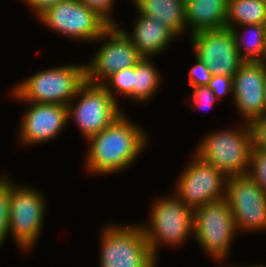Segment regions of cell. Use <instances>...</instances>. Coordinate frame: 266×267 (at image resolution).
Here are the masks:
<instances>
[{
	"mask_svg": "<svg viewBox=\"0 0 266 267\" xmlns=\"http://www.w3.org/2000/svg\"><path fill=\"white\" fill-rule=\"evenodd\" d=\"M130 117L124 112L100 133L85 141L88 150L84 152L81 169L88 175L101 177L124 173L131 169L145 149L148 150L150 134Z\"/></svg>",
	"mask_w": 266,
	"mask_h": 267,
	"instance_id": "6da1fadb",
	"label": "cell"
},
{
	"mask_svg": "<svg viewBox=\"0 0 266 267\" xmlns=\"http://www.w3.org/2000/svg\"><path fill=\"white\" fill-rule=\"evenodd\" d=\"M85 81L83 60L82 63L71 61L60 65H50L11 84L8 96L16 103H50L67 106Z\"/></svg>",
	"mask_w": 266,
	"mask_h": 267,
	"instance_id": "7a4b0ae2",
	"label": "cell"
},
{
	"mask_svg": "<svg viewBox=\"0 0 266 267\" xmlns=\"http://www.w3.org/2000/svg\"><path fill=\"white\" fill-rule=\"evenodd\" d=\"M152 202L146 222L139 223L150 249L160 259L161 249L171 247L174 250L184 247L190 239L193 240L194 210L187 207L172 191L166 196L154 197Z\"/></svg>",
	"mask_w": 266,
	"mask_h": 267,
	"instance_id": "3957f363",
	"label": "cell"
},
{
	"mask_svg": "<svg viewBox=\"0 0 266 267\" xmlns=\"http://www.w3.org/2000/svg\"><path fill=\"white\" fill-rule=\"evenodd\" d=\"M232 125L202 134L192 151L227 177L249 173L253 148L249 123L239 121Z\"/></svg>",
	"mask_w": 266,
	"mask_h": 267,
	"instance_id": "277c9868",
	"label": "cell"
},
{
	"mask_svg": "<svg viewBox=\"0 0 266 267\" xmlns=\"http://www.w3.org/2000/svg\"><path fill=\"white\" fill-rule=\"evenodd\" d=\"M12 176L10 175L9 236L12 245L15 244L20 254L26 256L33 253L40 241L47 220L49 200L35 184L17 183Z\"/></svg>",
	"mask_w": 266,
	"mask_h": 267,
	"instance_id": "5b68a950",
	"label": "cell"
},
{
	"mask_svg": "<svg viewBox=\"0 0 266 267\" xmlns=\"http://www.w3.org/2000/svg\"><path fill=\"white\" fill-rule=\"evenodd\" d=\"M99 234V267H158L143 228L132 221L102 223Z\"/></svg>",
	"mask_w": 266,
	"mask_h": 267,
	"instance_id": "8992f818",
	"label": "cell"
},
{
	"mask_svg": "<svg viewBox=\"0 0 266 267\" xmlns=\"http://www.w3.org/2000/svg\"><path fill=\"white\" fill-rule=\"evenodd\" d=\"M238 235L226 198L194 209L193 240L213 262L230 259Z\"/></svg>",
	"mask_w": 266,
	"mask_h": 267,
	"instance_id": "52a82bcc",
	"label": "cell"
},
{
	"mask_svg": "<svg viewBox=\"0 0 266 267\" xmlns=\"http://www.w3.org/2000/svg\"><path fill=\"white\" fill-rule=\"evenodd\" d=\"M123 107L102 84L85 81L67 105L68 125H75L85 142L122 115Z\"/></svg>",
	"mask_w": 266,
	"mask_h": 267,
	"instance_id": "ba28073f",
	"label": "cell"
},
{
	"mask_svg": "<svg viewBox=\"0 0 266 267\" xmlns=\"http://www.w3.org/2000/svg\"><path fill=\"white\" fill-rule=\"evenodd\" d=\"M52 33L78 44H93L110 25L79 0H63L37 20Z\"/></svg>",
	"mask_w": 266,
	"mask_h": 267,
	"instance_id": "9c48e42d",
	"label": "cell"
},
{
	"mask_svg": "<svg viewBox=\"0 0 266 267\" xmlns=\"http://www.w3.org/2000/svg\"><path fill=\"white\" fill-rule=\"evenodd\" d=\"M190 162L178 172L172 192L194 209L226 198L227 176L190 150Z\"/></svg>",
	"mask_w": 266,
	"mask_h": 267,
	"instance_id": "30bf717a",
	"label": "cell"
},
{
	"mask_svg": "<svg viewBox=\"0 0 266 267\" xmlns=\"http://www.w3.org/2000/svg\"><path fill=\"white\" fill-rule=\"evenodd\" d=\"M85 63L86 81L102 84L119 70L135 66L143 57L118 26H110L95 42Z\"/></svg>",
	"mask_w": 266,
	"mask_h": 267,
	"instance_id": "8fae6325",
	"label": "cell"
},
{
	"mask_svg": "<svg viewBox=\"0 0 266 267\" xmlns=\"http://www.w3.org/2000/svg\"><path fill=\"white\" fill-rule=\"evenodd\" d=\"M226 200L239 236L266 233V193L249 174L227 177Z\"/></svg>",
	"mask_w": 266,
	"mask_h": 267,
	"instance_id": "7c38bea8",
	"label": "cell"
},
{
	"mask_svg": "<svg viewBox=\"0 0 266 267\" xmlns=\"http://www.w3.org/2000/svg\"><path fill=\"white\" fill-rule=\"evenodd\" d=\"M23 103L24 111L19 115L16 127V143L20 148L42 146L57 138L68 127L67 106L48 103Z\"/></svg>",
	"mask_w": 266,
	"mask_h": 267,
	"instance_id": "4fadbf2b",
	"label": "cell"
},
{
	"mask_svg": "<svg viewBox=\"0 0 266 267\" xmlns=\"http://www.w3.org/2000/svg\"><path fill=\"white\" fill-rule=\"evenodd\" d=\"M188 39L192 55L203 62L212 75L233 77L243 63L230 28L200 31Z\"/></svg>",
	"mask_w": 266,
	"mask_h": 267,
	"instance_id": "5bb4252c",
	"label": "cell"
},
{
	"mask_svg": "<svg viewBox=\"0 0 266 267\" xmlns=\"http://www.w3.org/2000/svg\"><path fill=\"white\" fill-rule=\"evenodd\" d=\"M265 62H243L233 76V106L238 121L250 123L266 114Z\"/></svg>",
	"mask_w": 266,
	"mask_h": 267,
	"instance_id": "9a60e30c",
	"label": "cell"
},
{
	"mask_svg": "<svg viewBox=\"0 0 266 267\" xmlns=\"http://www.w3.org/2000/svg\"><path fill=\"white\" fill-rule=\"evenodd\" d=\"M132 27L129 31L121 22L118 27L131 40L143 58H156L162 56L173 45L174 40L180 39L166 25L156 18L142 15L136 11Z\"/></svg>",
	"mask_w": 266,
	"mask_h": 267,
	"instance_id": "2e32d148",
	"label": "cell"
},
{
	"mask_svg": "<svg viewBox=\"0 0 266 267\" xmlns=\"http://www.w3.org/2000/svg\"><path fill=\"white\" fill-rule=\"evenodd\" d=\"M228 0H186V38L206 30L226 27Z\"/></svg>",
	"mask_w": 266,
	"mask_h": 267,
	"instance_id": "e0dca14e",
	"label": "cell"
},
{
	"mask_svg": "<svg viewBox=\"0 0 266 267\" xmlns=\"http://www.w3.org/2000/svg\"><path fill=\"white\" fill-rule=\"evenodd\" d=\"M138 13L156 18L180 39L186 36V0H129Z\"/></svg>",
	"mask_w": 266,
	"mask_h": 267,
	"instance_id": "ac0fdd59",
	"label": "cell"
},
{
	"mask_svg": "<svg viewBox=\"0 0 266 267\" xmlns=\"http://www.w3.org/2000/svg\"><path fill=\"white\" fill-rule=\"evenodd\" d=\"M154 58H142L134 66L133 80V103L147 105L151 99H155L156 94L160 93L163 83V73L156 66Z\"/></svg>",
	"mask_w": 266,
	"mask_h": 267,
	"instance_id": "d6986e66",
	"label": "cell"
},
{
	"mask_svg": "<svg viewBox=\"0 0 266 267\" xmlns=\"http://www.w3.org/2000/svg\"><path fill=\"white\" fill-rule=\"evenodd\" d=\"M231 30L243 62H265V24H246L233 27Z\"/></svg>",
	"mask_w": 266,
	"mask_h": 267,
	"instance_id": "ffe728a7",
	"label": "cell"
},
{
	"mask_svg": "<svg viewBox=\"0 0 266 267\" xmlns=\"http://www.w3.org/2000/svg\"><path fill=\"white\" fill-rule=\"evenodd\" d=\"M246 24L266 25V3L263 0H228L226 27Z\"/></svg>",
	"mask_w": 266,
	"mask_h": 267,
	"instance_id": "44dd1931",
	"label": "cell"
},
{
	"mask_svg": "<svg viewBox=\"0 0 266 267\" xmlns=\"http://www.w3.org/2000/svg\"><path fill=\"white\" fill-rule=\"evenodd\" d=\"M133 80L134 66L113 73L102 83V85L119 104H121L120 102L123 100L122 98L130 101L132 104Z\"/></svg>",
	"mask_w": 266,
	"mask_h": 267,
	"instance_id": "7402d4cb",
	"label": "cell"
},
{
	"mask_svg": "<svg viewBox=\"0 0 266 267\" xmlns=\"http://www.w3.org/2000/svg\"><path fill=\"white\" fill-rule=\"evenodd\" d=\"M0 173V250L9 241L10 174Z\"/></svg>",
	"mask_w": 266,
	"mask_h": 267,
	"instance_id": "603a6c76",
	"label": "cell"
},
{
	"mask_svg": "<svg viewBox=\"0 0 266 267\" xmlns=\"http://www.w3.org/2000/svg\"><path fill=\"white\" fill-rule=\"evenodd\" d=\"M192 92L190 96H186L185 104H187L193 112L202 111L204 113L210 112L212 108L219 102L208 86L190 87Z\"/></svg>",
	"mask_w": 266,
	"mask_h": 267,
	"instance_id": "cb8c5ba5",
	"label": "cell"
},
{
	"mask_svg": "<svg viewBox=\"0 0 266 267\" xmlns=\"http://www.w3.org/2000/svg\"><path fill=\"white\" fill-rule=\"evenodd\" d=\"M88 9L96 12L110 26H118L119 20L115 17V8L118 0H79Z\"/></svg>",
	"mask_w": 266,
	"mask_h": 267,
	"instance_id": "d4e9b609",
	"label": "cell"
},
{
	"mask_svg": "<svg viewBox=\"0 0 266 267\" xmlns=\"http://www.w3.org/2000/svg\"><path fill=\"white\" fill-rule=\"evenodd\" d=\"M248 174L266 193V151L252 148Z\"/></svg>",
	"mask_w": 266,
	"mask_h": 267,
	"instance_id": "484cf974",
	"label": "cell"
},
{
	"mask_svg": "<svg viewBox=\"0 0 266 267\" xmlns=\"http://www.w3.org/2000/svg\"><path fill=\"white\" fill-rule=\"evenodd\" d=\"M195 63L190 66L188 71V83L190 87L196 86H208L209 81L212 78V72L209 68L201 62L198 58L194 55Z\"/></svg>",
	"mask_w": 266,
	"mask_h": 267,
	"instance_id": "4316f807",
	"label": "cell"
},
{
	"mask_svg": "<svg viewBox=\"0 0 266 267\" xmlns=\"http://www.w3.org/2000/svg\"><path fill=\"white\" fill-rule=\"evenodd\" d=\"M208 87L214 93L218 101L222 102L228 95L232 97L231 100L233 101V77L212 75Z\"/></svg>",
	"mask_w": 266,
	"mask_h": 267,
	"instance_id": "83f0119b",
	"label": "cell"
},
{
	"mask_svg": "<svg viewBox=\"0 0 266 267\" xmlns=\"http://www.w3.org/2000/svg\"><path fill=\"white\" fill-rule=\"evenodd\" d=\"M253 148L266 151V114L249 123Z\"/></svg>",
	"mask_w": 266,
	"mask_h": 267,
	"instance_id": "f1b7e54d",
	"label": "cell"
},
{
	"mask_svg": "<svg viewBox=\"0 0 266 267\" xmlns=\"http://www.w3.org/2000/svg\"><path fill=\"white\" fill-rule=\"evenodd\" d=\"M63 0H20L22 4L27 6L33 14L34 19H38L43 13L49 10L51 7L57 5Z\"/></svg>",
	"mask_w": 266,
	"mask_h": 267,
	"instance_id": "f546056e",
	"label": "cell"
},
{
	"mask_svg": "<svg viewBox=\"0 0 266 267\" xmlns=\"http://www.w3.org/2000/svg\"><path fill=\"white\" fill-rule=\"evenodd\" d=\"M218 264L220 267H243L242 265H241V263L240 264H236V263H232V262H230V265L228 264L229 262H227V261H218V262H215V264ZM222 264V265H221ZM225 264H227V265H225ZM236 264V265H235ZM217 265V267H219Z\"/></svg>",
	"mask_w": 266,
	"mask_h": 267,
	"instance_id": "4dcf8cb0",
	"label": "cell"
},
{
	"mask_svg": "<svg viewBox=\"0 0 266 267\" xmlns=\"http://www.w3.org/2000/svg\"><path fill=\"white\" fill-rule=\"evenodd\" d=\"M243 267H266V264H263V263H260V264H248V265H245V264H242Z\"/></svg>",
	"mask_w": 266,
	"mask_h": 267,
	"instance_id": "1f68e13d",
	"label": "cell"
},
{
	"mask_svg": "<svg viewBox=\"0 0 266 267\" xmlns=\"http://www.w3.org/2000/svg\"><path fill=\"white\" fill-rule=\"evenodd\" d=\"M265 97H266V75H265Z\"/></svg>",
	"mask_w": 266,
	"mask_h": 267,
	"instance_id": "d6a6232c",
	"label": "cell"
}]
</instances>
